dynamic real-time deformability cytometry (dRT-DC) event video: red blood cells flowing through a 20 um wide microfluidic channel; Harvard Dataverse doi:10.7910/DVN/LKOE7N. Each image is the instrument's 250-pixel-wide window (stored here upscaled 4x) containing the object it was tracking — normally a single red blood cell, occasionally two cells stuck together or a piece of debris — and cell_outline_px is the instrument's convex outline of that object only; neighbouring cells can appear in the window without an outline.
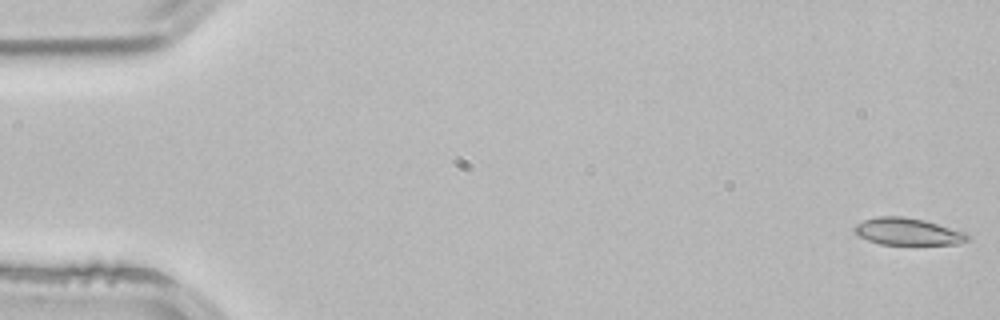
{"species": "common noctule bat (a hibernating species)", "species_latin": "Nyctalus noctula", "temperature_condition": "room temperature", "stored_images_in_passage": 4, "camera_frame_rate_fps": 3000, "um_per_image_px": 0.085, "animal": {"sex": "male", "body_mass_g": 21.5, "forearm_length_mm": 52.0}, "frame": {"image": 1, "passage_image": 1, "time_ms": 0.0, "image_size_px": [1000, 320], "cell_outline_px": [[968, 240], [956, 244], [880, 244], [868, 240], [860, 236], [852, 228], [856, 224], [864, 220], [876, 216], [900, 216], [924, 220], [968, 232]], "centroid_in_image_um": [77.17, 19.67], "position_along_channel_um": 7.8, "area_um2": 17.74}}
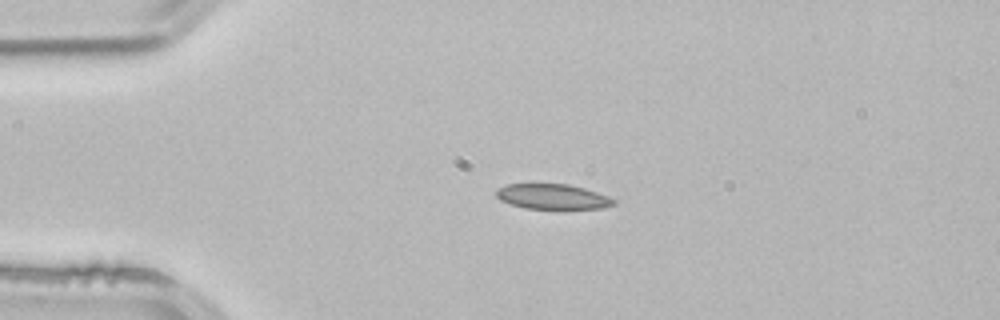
{"frame": {"image": 2, "passage_image": 3, "time_ms": 0.667, "image_size_px": [1000, 320], "cell_outline_px": [[616, 204], [604, 208], [564, 212], [560, 212], [524, 208], [500, 200], [496, 196], [496, 188], [508, 184], [568, 184], [584, 188], [608, 196], [616, 200]], "centroid_in_image_um": [47.03, 16.78], "position_along_channel_um": 38.0, "area_um2": 18.26}}
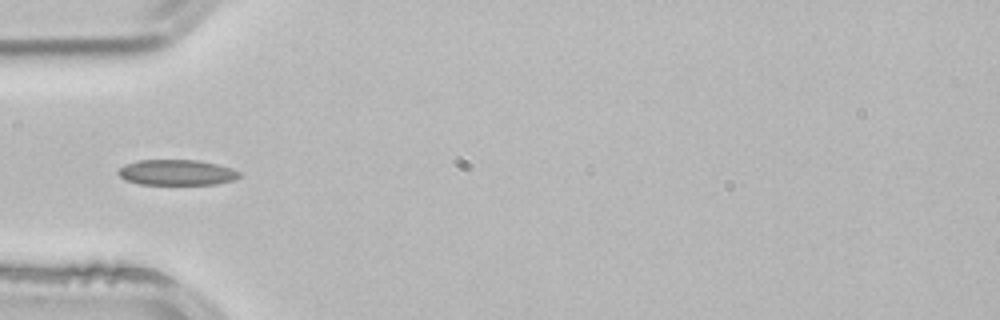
{"frame": {"image": 3, "passage_image": 4, "time_ms": 1.0, "image_size_px": [1000, 320], "cell_outline_px": [[240, 176], [236, 180], [216, 184], [140, 184], [124, 180], [116, 172], [124, 164], [136, 160], [196, 160], [216, 164], [232, 168], [240, 172]], "centroid_in_image_um": [15.01, 14.66], "position_along_channel_um": 70.0, "area_um2": 18.15}}